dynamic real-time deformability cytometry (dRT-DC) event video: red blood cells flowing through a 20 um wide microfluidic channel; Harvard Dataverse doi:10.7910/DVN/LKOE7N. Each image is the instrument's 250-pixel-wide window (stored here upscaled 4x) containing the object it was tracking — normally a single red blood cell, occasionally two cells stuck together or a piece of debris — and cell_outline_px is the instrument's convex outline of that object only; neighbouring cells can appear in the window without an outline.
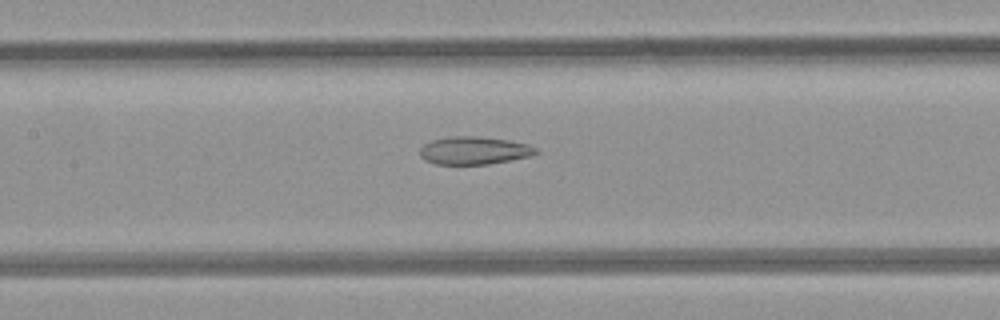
{"species": "common noctule bat (a hibernating species)", "species_latin": "Nyctalus noctula", "temperature_condition": "room temperature", "stored_images_in_passage": 7, "camera_frame_rate_fps": 3000, "um_per_image_px": 0.085, "animal": {"sex": "female", "body_mass_g": 21.9}, "frame": {"image": 1, "passage_image": 7, "time_ms": 8.0, "image_size_px": [1000, 320], "cell_outline_px": [[540, 152], [532, 156], [512, 160], [488, 164], [436, 164], [424, 160], [420, 156], [420, 148], [424, 144], [432, 140], [448, 136], [480, 136], [508, 140], [528, 144], [536, 148]], "centroid_in_image_um": [40.31, 12.79], "position_along_channel_um": 167.1, "area_um2": 19.02}}